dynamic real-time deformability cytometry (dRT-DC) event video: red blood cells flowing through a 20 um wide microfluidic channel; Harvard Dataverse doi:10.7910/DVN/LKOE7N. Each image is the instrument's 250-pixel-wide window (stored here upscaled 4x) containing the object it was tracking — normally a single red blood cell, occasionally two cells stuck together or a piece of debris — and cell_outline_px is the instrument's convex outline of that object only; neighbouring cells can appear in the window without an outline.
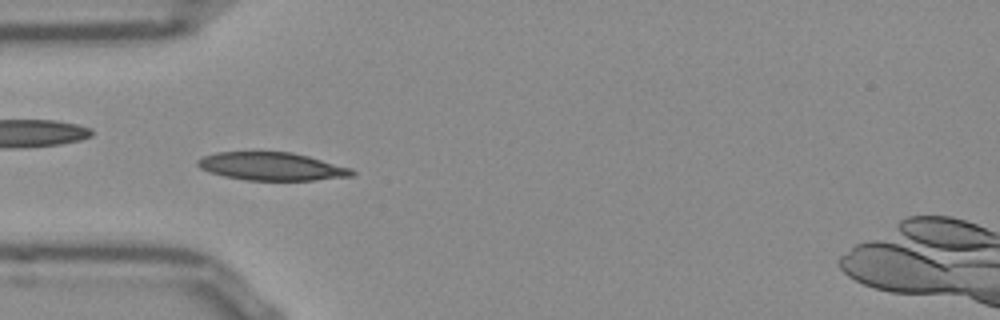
{"species": "Egyptian fruit bat (a non-hibernating species)", "species_latin": "Rousettus aegyptiacus", "temperature_condition": "room temperature", "stored_images_in_passage": 40, "camera_frame_rate_fps": 3000, "um_per_image_px": 0.085, "frame": {"image": 1, "passage_image": 12, "time_ms": 3.667, "image_size_px": [1000, 320], "cell_outline_px": [[356, 172], [352, 176], [312, 180], [248, 180], [224, 176], [208, 172], [200, 168], [196, 164], [196, 160], [204, 156], [216, 152], [292, 152], [308, 156], [352, 168]], "centroid_in_image_um": [23.08, 14.14], "position_along_channel_um": 61.9, "area_um2": 25.14}, "authors_computed_cell_mechanics": {"area_um2": 24.1604, "velocity_mm_per_s": 3.8094, "shape_relaxation_time_tau1_ms": 4.5626, "shape_relaxation_time_tau2_ms": 2.7722, "deformation_change_tau1": 0.1276, "deformation_change_tau2": 0.0645}}